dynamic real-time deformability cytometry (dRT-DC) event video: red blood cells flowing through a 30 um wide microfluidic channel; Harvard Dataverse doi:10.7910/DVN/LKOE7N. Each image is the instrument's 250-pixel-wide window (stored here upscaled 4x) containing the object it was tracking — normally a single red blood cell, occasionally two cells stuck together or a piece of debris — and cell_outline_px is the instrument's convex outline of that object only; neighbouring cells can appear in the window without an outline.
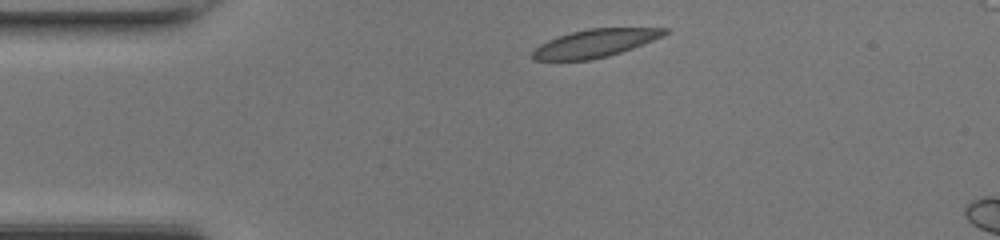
{"species": "common noctule bat (a hibernating species)", "species_latin": "Nyctalus noctula", "temperature_condition": "room temperature", "stored_images_in_passage": 4, "camera_frame_rate_fps": 3000, "um_per_image_px": 0.085, "animal": {"sex": "female", "body_mass_g": 17.0, "forearm_length_mm": 48.0}, "frame": {"image": 1, "passage_image": 1, "time_ms": 0.0, "image_size_px": [1000, 240], "cell_outline_px": [[664, 32], [656, 36], [616, 52], [600, 56], [580, 60], [540, 60], [536, 56], [536, 52], [544, 44], [552, 40], [576, 32], [600, 28], [644, 28]], "centroid_in_image_um": [50.45, 3.68], "position_along_channel_um": 34.5, "area_um2": 18.44}}